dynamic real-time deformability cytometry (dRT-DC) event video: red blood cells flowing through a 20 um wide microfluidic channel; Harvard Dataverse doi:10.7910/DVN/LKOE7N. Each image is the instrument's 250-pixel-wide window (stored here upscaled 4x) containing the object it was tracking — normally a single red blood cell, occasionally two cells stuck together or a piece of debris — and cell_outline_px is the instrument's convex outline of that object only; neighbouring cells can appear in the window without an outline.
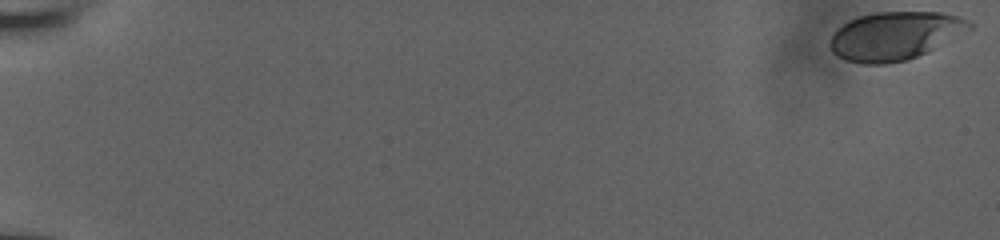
{"species": "human", "species_latin": "Homo sapiens", "temperature_condition": "room temperature", "stored_images_in_passage": 51, "camera_frame_rate_fps": 3000, "um_per_image_px": 0.085, "donor": {"sex": "male"}, "frame": {"image": 1, "passage_image": 1, "time_ms": 0.0, "image_size_px": [1000, 240], "cell_outline_px": [[972, 28], [908, 60], [884, 64], [860, 64], [836, 56], [832, 52], [828, 44], [832, 32], [844, 24], [860, 16], [876, 12], [940, 12], [956, 16], [968, 20], [972, 24]], "centroid_in_image_um": [76.0, 3.05], "position_along_channel_um": 9.0, "area_um2": 38.73}}
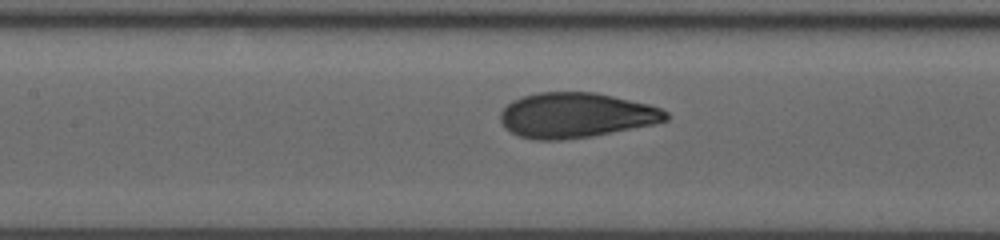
{"frame": {"image": 2, "passage_image": 29, "time_ms": 9.333, "image_size_px": [1000, 240], "cell_outline_px": [[668, 120], [652, 124], [592, 136], [564, 140], [536, 140], [520, 136], [504, 128], [500, 120], [500, 112], [512, 100], [524, 96], [540, 92], [596, 92], [648, 104], [660, 108], [668, 112]], "centroid_in_image_um": [48.93, 9.79], "position_along_channel_um": 158.5, "area_um2": 43.35}}
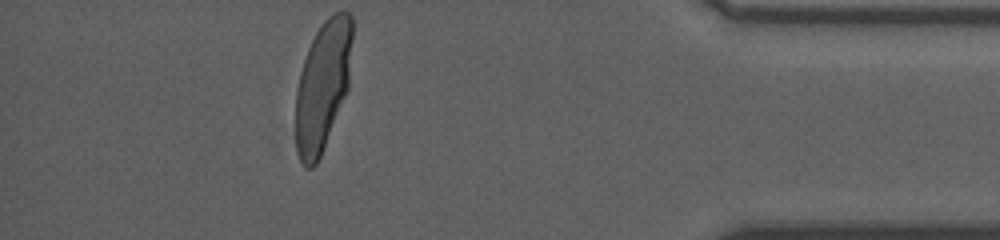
{"frame": {"image": 3, "passage_image": 51, "time_ms": 16.667, "image_size_px": [1000, 240], "cell_outline_px": [[352, 40], [348, 92], [320, 156], [316, 164], [312, 168], [304, 168], [296, 152], [296, 92], [300, 72], [308, 48], [316, 32], [324, 20], [328, 16], [336, 12], [348, 12], [352, 16]], "centroid_in_image_um": [27.44, 7.31], "position_along_channel_um": 407.8, "area_um2": 42.95}, "authors_computed_cell_mechanics": {"area_um2": 43.1188, "velocity_mm_per_s": 3.9264, "shape_relaxation_time_tau1_ms": 4.4646, "shape_relaxation_time_tau2_ms": null, "deformation_change_tau1": 0.2005, "deformation_change_tau2": null}}